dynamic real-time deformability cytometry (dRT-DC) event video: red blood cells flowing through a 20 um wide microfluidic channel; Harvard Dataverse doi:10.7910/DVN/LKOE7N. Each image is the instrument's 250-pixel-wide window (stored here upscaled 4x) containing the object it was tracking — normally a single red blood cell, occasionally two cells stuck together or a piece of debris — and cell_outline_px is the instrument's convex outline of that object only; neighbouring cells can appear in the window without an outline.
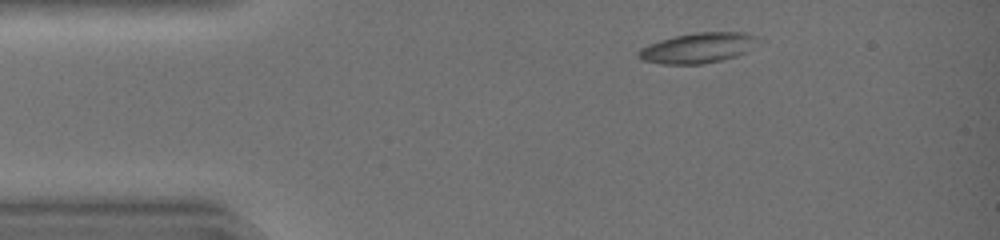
{"species": "common noctule bat (a hibernating species)", "species_latin": "Nyctalus noctula", "temperature_condition": "warm", "stored_images_in_passage": 36, "camera_frame_rate_fps": 3000, "um_per_image_px": 0.085, "animal": {"sex": "female", "body_mass_g": 19.0, "forearm_length_mm": 51.5}, "frame": {"image": 1, "passage_image": 1, "time_ms": 0.0, "image_size_px": [1000, 240], "cell_outline_px": [[764, 40], [744, 52], [736, 56], [704, 64], [660, 64], [640, 60], [636, 56], [636, 52], [640, 48], [648, 44], [660, 40], [676, 36], [696, 32], [744, 32], [760, 36]], "centroid_in_image_um": [59.34, 4.07], "position_along_channel_um": 25.7, "area_um2": 21.44}}
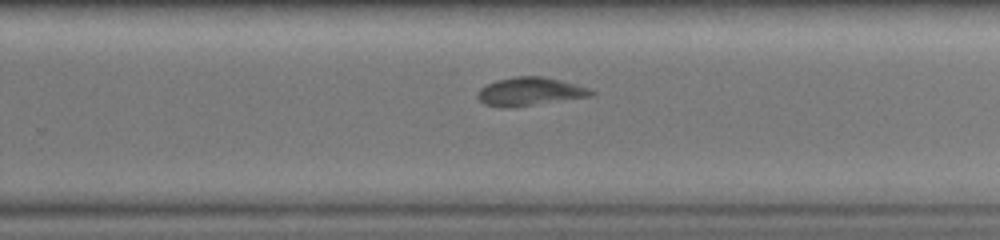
{"frame": {"image": 2, "passage_image": 23, "time_ms": 7.333, "image_size_px": [1000, 240], "cell_outline_px": [[596, 92], [592, 96], [512, 108], [500, 108], [484, 104], [476, 96], [480, 88], [496, 80], [516, 76], [540, 76], [560, 80], [592, 88]], "centroid_in_image_um": [45.05, 7.79], "position_along_channel_um": 284.7, "area_um2": 18.96}}
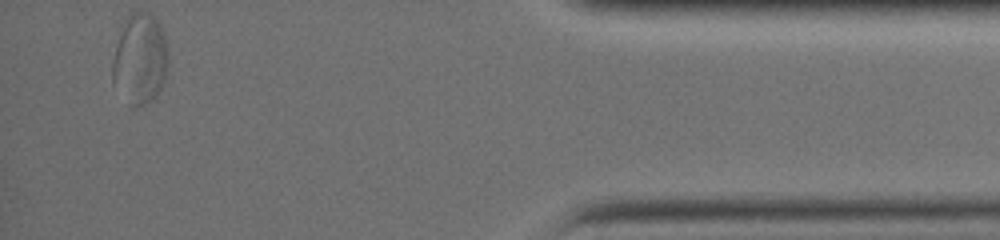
{"frame": {"image": 3, "passage_image": 36, "time_ms": 11.667, "image_size_px": [1000, 240], "cell_outline_px": [[168, 60], [164, 76], [160, 88], [144, 104], [136, 108], [132, 108], [128, 104], [112, 84], [112, 60], [116, 44], [128, 16], [136, 12], [148, 12], [156, 16], [160, 20], [168, 52]], "centroid_in_image_um": [11.88, 5.01], "position_along_channel_um": 423.3, "area_um2": 29.25}, "authors_computed_cell_mechanics": {"area_um2": 19.1607, "velocity_mm_per_s": 4.339, "shape_relaxation_time_tau1_ms": 5.1008, "shape_relaxation_time_tau2_ms": 3.9583, "deformation_change_tau1": 0.1582, "deformation_change_tau2": 0.084}}